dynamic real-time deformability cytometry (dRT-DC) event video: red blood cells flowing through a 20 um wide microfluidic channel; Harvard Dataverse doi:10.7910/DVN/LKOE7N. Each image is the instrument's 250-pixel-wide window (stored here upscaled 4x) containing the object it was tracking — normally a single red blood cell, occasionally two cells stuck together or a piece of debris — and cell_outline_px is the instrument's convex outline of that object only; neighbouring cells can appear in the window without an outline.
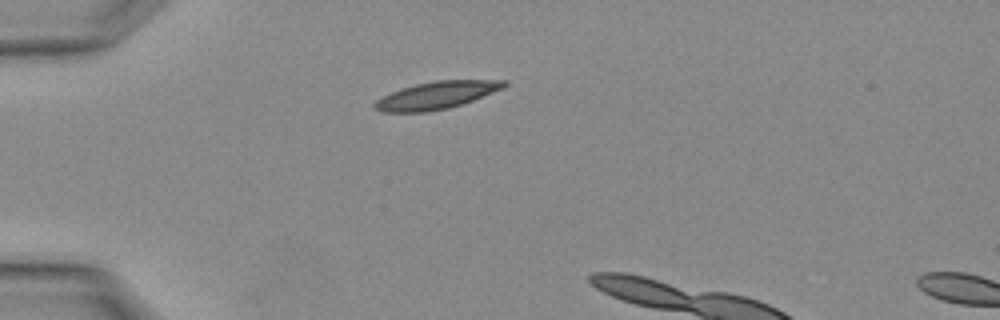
{"species": "Egyptian fruit bat (a non-hibernating species)", "species_latin": "Rousettus aegyptiacus", "temperature_condition": "warm", "stored_images_in_passage": 2, "camera_frame_rate_fps": 3000, "um_per_image_px": 0.085, "animal": {"sex": "female"}, "frame": {"image": 1, "passage_image": 1, "time_ms": 0.0, "image_size_px": [1000, 320], "cell_outline_px": [[508, 84], [504, 88], [472, 100], [448, 108], [424, 112], [380, 112], [372, 108], [372, 104], [376, 100], [392, 92], [416, 84], [436, 80], [508, 80]], "centroid_in_image_um": [37.09, 8.1], "position_along_channel_um": 47.9, "area_um2": 20.52}}